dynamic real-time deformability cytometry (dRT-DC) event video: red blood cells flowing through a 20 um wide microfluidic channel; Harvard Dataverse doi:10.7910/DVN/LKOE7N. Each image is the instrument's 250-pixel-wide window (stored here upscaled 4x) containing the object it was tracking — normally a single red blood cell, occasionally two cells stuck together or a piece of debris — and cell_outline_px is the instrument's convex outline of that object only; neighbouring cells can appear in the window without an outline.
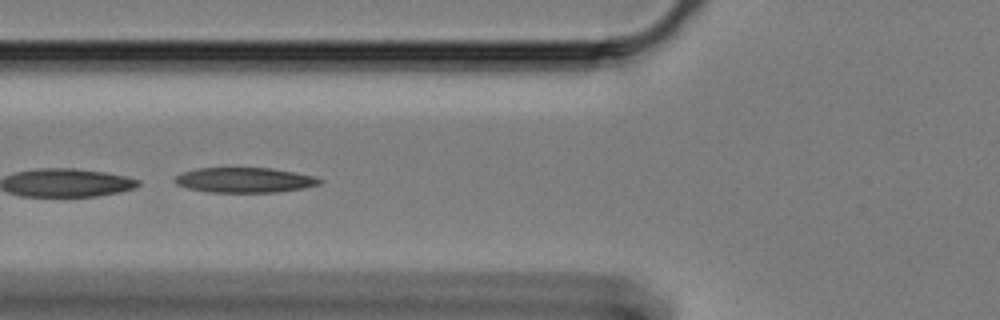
{"species": "Egyptian fruit bat (a non-hibernating species)", "species_latin": "Rousettus aegyptiacus", "temperature_condition": "cold", "stored_images_in_passage": 27, "camera_frame_rate_fps": 3000, "um_per_image_px": 0.085, "animal": {"sex": "female"}, "frame": {"image": 1, "passage_image": 20, "time_ms": 6.333, "image_size_px": [1000, 320], "cell_outline_px": [[324, 180], [320, 184], [304, 188], [276, 192], [208, 192], [188, 188], [176, 184], [172, 180], [176, 176], [184, 172], [196, 168], [272, 168], [312, 176]], "centroid_in_image_um": [20.77, 15.31], "position_along_channel_um": 105.0, "area_um2": 21.04}}